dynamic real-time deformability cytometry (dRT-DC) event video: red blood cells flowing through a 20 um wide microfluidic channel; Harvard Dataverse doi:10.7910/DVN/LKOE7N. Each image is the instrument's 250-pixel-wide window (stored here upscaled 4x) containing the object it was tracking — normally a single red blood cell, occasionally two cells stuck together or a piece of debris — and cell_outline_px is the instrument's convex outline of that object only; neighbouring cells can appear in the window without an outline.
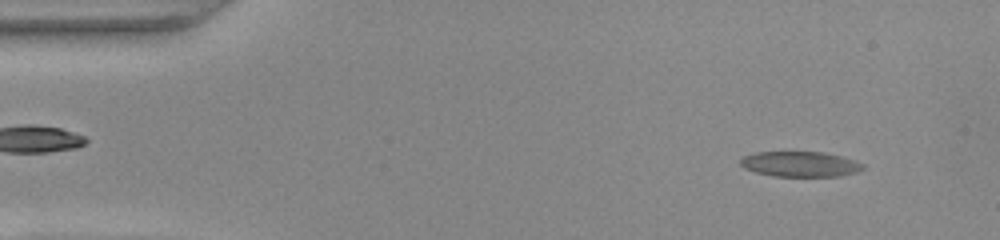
{"species": "common noctule bat (a hibernating species)", "species_latin": "Nyctalus noctula", "temperature_condition": "warm", "stored_images_in_passage": 51, "camera_frame_rate_fps": 3000, "um_per_image_px": 0.085, "animal": {"sex": "female", "body_mass_g": 22.0, "forearm_length_mm": 56.7}, "frame": {"image": 1, "passage_image": 4, "time_ms": 1.0, "image_size_px": [1000, 240], "cell_outline_px": [[864, 168], [856, 172], [840, 176], [772, 176], [756, 172], [744, 168], [740, 164], [740, 160], [744, 156], [756, 152], [824, 152], [856, 160], [864, 164]], "centroid_in_image_um": [68.02, 13.95], "position_along_channel_um": 17.0, "area_um2": 18.03}}
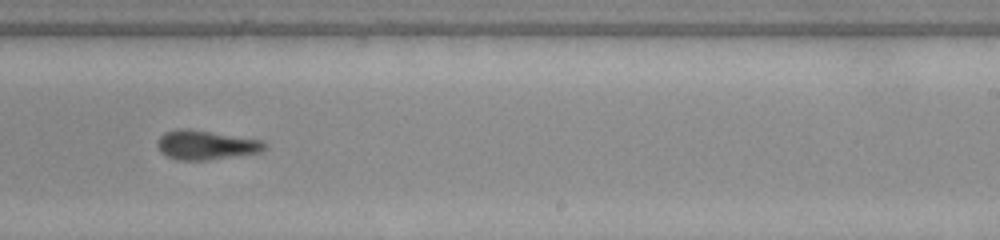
{"frame": {"image": 2, "passage_image": 31, "time_ms": 10.0, "image_size_px": [1000, 240], "cell_outline_px": [[268, 148], [260, 152], [208, 160], [176, 160], [160, 152], [156, 144], [160, 136], [164, 132], [176, 128], [184, 128], [264, 140], [268, 144]], "centroid_in_image_um": [17.51, 12.32], "position_along_channel_um": 271.5, "area_um2": 18.44}}
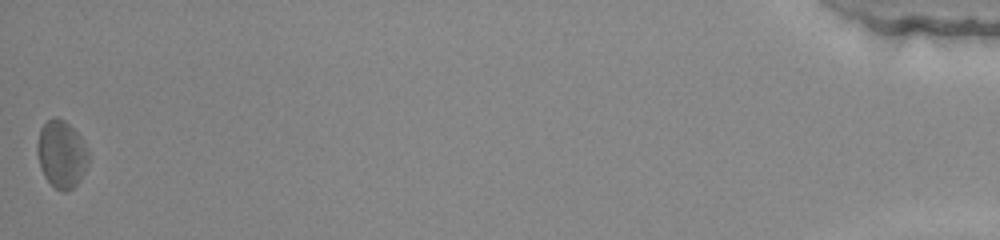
{"frame": {"image": 3, "passage_image": 51, "time_ms": 16.667, "image_size_px": [1000, 240], "cell_outline_px": [[88, 164], [80, 180], [72, 188], [64, 192], [56, 188], [44, 176], [40, 168], [36, 152], [36, 144], [40, 128], [48, 120], [64, 120], [80, 136], [88, 152]], "centroid_in_image_um": [5.21, 13.13], "position_along_channel_um": 430.0, "area_um2": 19.83}, "authors_computed_cell_mechanics": {"area_um2": 18.4382, "velocity_mm_per_s": 3.8859, "shape_relaxation_time_tau1_ms": null, "shape_relaxation_time_tau2_ms": 5.5822, "deformation_change_tau1": null, "deformation_change_tau2": 0.1523}}